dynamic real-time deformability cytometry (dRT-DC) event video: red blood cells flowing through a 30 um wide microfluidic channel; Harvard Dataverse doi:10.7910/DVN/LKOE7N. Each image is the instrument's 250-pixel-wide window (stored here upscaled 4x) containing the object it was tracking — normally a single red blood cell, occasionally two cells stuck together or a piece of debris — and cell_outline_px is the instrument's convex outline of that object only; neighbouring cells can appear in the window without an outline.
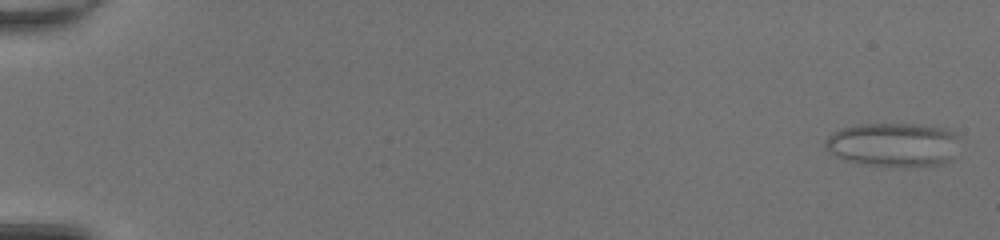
{"species": "common noctule bat (a hibernating species)", "species_latin": "Nyctalus noctula", "temperature_condition": "room temperature", "stored_images_in_passage": 50, "camera_frame_rate_fps": 3000, "um_per_image_px": 0.085, "animal": {"sex": "female", "body_mass_g": 20.0, "forearm_length_mm": 54.0}, "frame": {"image": 1, "passage_image": 1, "time_ms": 0.0, "image_size_px": [1000, 240], "cell_outline_px": [[956, 136], [952, 160], [944, 164], [904, 168], [860, 164], [844, 160], [828, 152], [824, 148], [824, 140], [832, 132], [840, 128], [860, 124], [916, 124], [944, 128], [952, 132]], "centroid_in_image_um": [75.85, 12.32], "position_along_channel_um": 9.1, "area_um2": 34.85}}
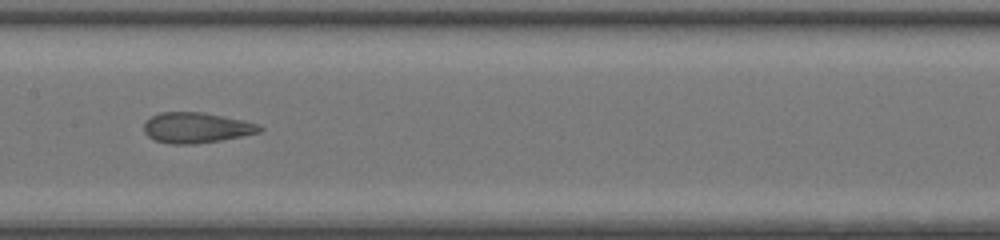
{"frame": {"image": 2, "passage_image": 27, "time_ms": 8.667, "image_size_px": [1000, 240], "cell_outline_px": [[264, 128], [260, 132], [220, 140], [196, 144], [172, 144], [156, 140], [148, 136], [144, 132], [144, 120], [160, 112], [204, 112], [244, 120], [260, 124]], "centroid_in_image_um": [16.69, 10.84], "position_along_channel_um": 190.7, "area_um2": 20.63}}
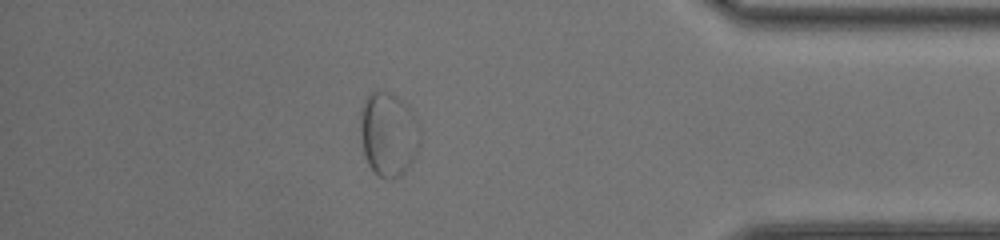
{"frame": {"image": 3, "passage_image": 44, "time_ms": 14.333, "image_size_px": [1000, 240], "cell_outline_px": [[420, 144], [416, 156], [408, 168], [400, 176], [380, 176], [368, 164], [364, 152], [360, 136], [360, 108], [368, 92], [380, 88], [392, 92], [416, 116], [420, 124]], "centroid_in_image_um": [33.02, 11.32], "position_along_channel_um": 402.2, "area_um2": 29.65}}